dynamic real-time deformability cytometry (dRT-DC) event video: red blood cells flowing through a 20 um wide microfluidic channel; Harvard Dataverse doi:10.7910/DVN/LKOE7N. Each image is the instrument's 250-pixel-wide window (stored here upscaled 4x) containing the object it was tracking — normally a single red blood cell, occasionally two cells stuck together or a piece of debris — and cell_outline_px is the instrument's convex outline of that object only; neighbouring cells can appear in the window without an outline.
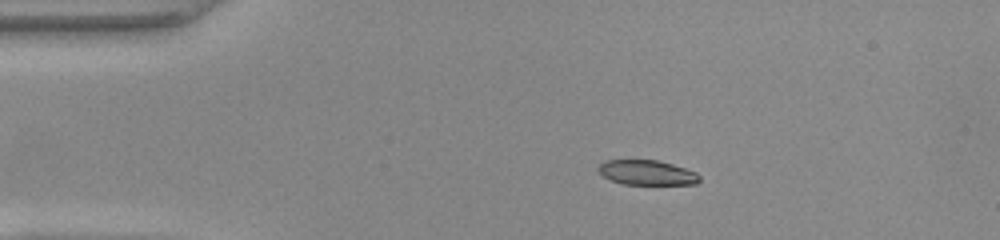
{"species": "common noctule bat (a hibernating species)", "species_latin": "Nyctalus noctula", "temperature_condition": "warm", "stored_images_in_passage": 43, "camera_frame_rate_fps": 3000, "um_per_image_px": 0.085, "animal": {"sex": "female", "body_mass_g": 22.0, "forearm_length_mm": 56.7}, "frame": {"image": 1, "passage_image": 1, "time_ms": 0.0, "image_size_px": [1000, 240], "cell_outline_px": [[700, 180], [696, 184], [624, 184], [612, 180], [604, 176], [596, 168], [604, 160], [656, 160], [672, 164], [696, 172], [700, 176]], "centroid_in_image_um": [54.99, 14.67], "position_along_channel_um": 30.0, "area_um2": 14.51}}
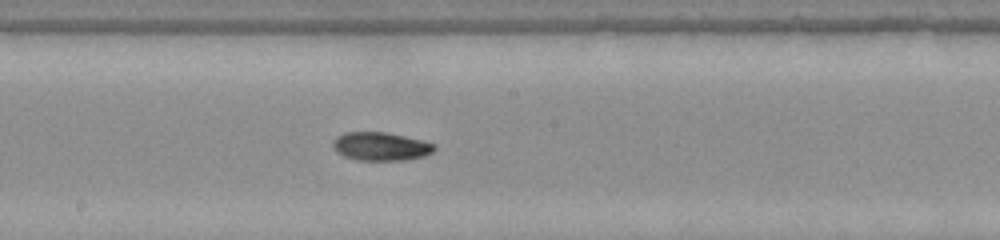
{"frame": {"image": 2, "passage_image": 19, "time_ms": 6.0, "image_size_px": [1000, 240], "cell_outline_px": [[436, 148], [432, 152], [424, 156], [404, 160], [356, 160], [344, 156], [336, 152], [332, 144], [332, 140], [336, 136], [344, 132], [384, 132], [424, 140], [436, 144]], "centroid_in_image_um": [32.35, 12.44], "position_along_channel_um": 215.8, "area_um2": 16.94}}
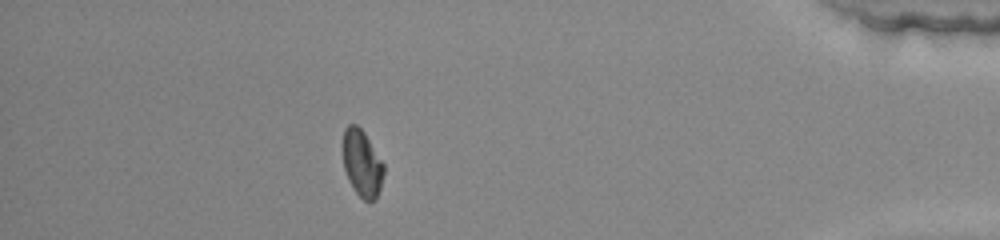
{"frame": {"image": 3, "passage_image": 37, "time_ms": 12.0, "image_size_px": [1000, 240], "cell_outline_px": [[384, 172], [380, 188], [376, 200], [368, 204], [352, 188], [348, 180], [344, 168], [340, 148], [340, 144], [344, 128], [348, 124], [356, 124], [364, 132], [384, 164]], "centroid_in_image_um": [30.72, 13.87], "position_along_channel_um": 404.5, "area_um2": 16.53}, "authors_computed_cell_mechanics": {"area_um2": 16.3574, "velocity_mm_per_s": 3.9638, "shape_relaxation_time_tau1_ms": null, "shape_relaxation_time_tau2_ms": 4.8914, "deformation_change_tau1": null, "deformation_change_tau2": 0.0833}}